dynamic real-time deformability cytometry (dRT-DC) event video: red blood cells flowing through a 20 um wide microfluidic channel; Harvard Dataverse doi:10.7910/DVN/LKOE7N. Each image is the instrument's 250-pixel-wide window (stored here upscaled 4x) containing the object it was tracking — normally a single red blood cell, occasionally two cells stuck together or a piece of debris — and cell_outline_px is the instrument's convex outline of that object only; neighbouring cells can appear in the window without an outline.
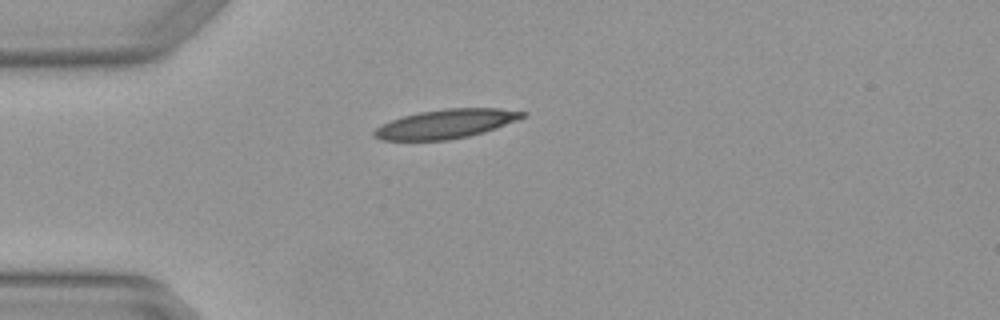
{"species": "Egyptian fruit bat (a non-hibernating species)", "species_latin": "Rousettus aegyptiacus", "temperature_condition": "warm", "stored_images_in_passage": 1, "camera_frame_rate_fps": 3000, "um_per_image_px": 0.085, "animal": {"sex": "female"}, "frame": {"image": 1, "passage_image": 1, "time_ms": 0.0, "image_size_px": [1000, 320], "cell_outline_px": [[528, 116], [496, 128], [484, 132], [468, 136], [448, 140], [380, 140], [372, 136], [372, 132], [380, 124], [404, 116], [420, 112], [444, 108], [500, 108], [528, 112]], "centroid_in_image_um": [37.92, 10.52], "position_along_channel_um": 47.1, "area_um2": 25.26}}